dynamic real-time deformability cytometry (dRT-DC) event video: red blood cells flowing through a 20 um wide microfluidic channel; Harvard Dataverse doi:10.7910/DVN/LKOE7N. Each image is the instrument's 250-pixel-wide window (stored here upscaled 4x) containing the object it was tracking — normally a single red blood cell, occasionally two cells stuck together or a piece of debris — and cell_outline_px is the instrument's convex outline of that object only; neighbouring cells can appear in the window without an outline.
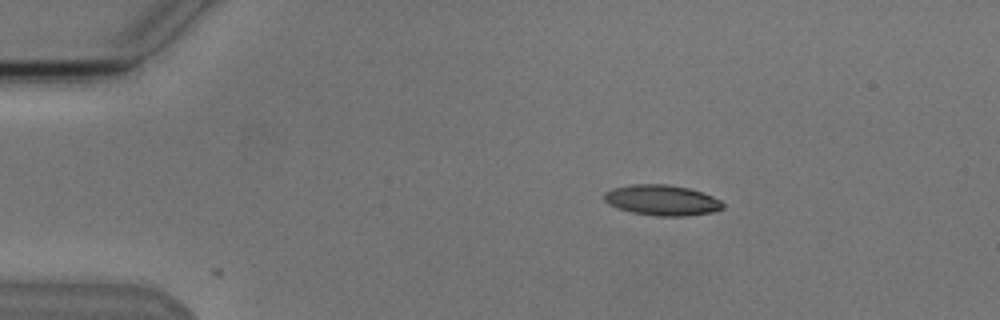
{"species": "Egyptian fruit bat (a non-hibernating species)", "species_latin": "Rousettus aegyptiacus", "temperature_condition": "cold", "stored_images_in_passage": 4, "camera_frame_rate_fps": 3000, "um_per_image_px": 0.085, "animal": {"sex": "male"}, "frame": {"image": 1, "passage_image": 2, "time_ms": 1.0, "image_size_px": [1000, 320], "cell_outline_px": [[724, 208], [712, 212], [688, 216], [656, 216], [632, 212], [616, 208], [608, 204], [604, 200], [604, 192], [612, 188], [628, 184], [668, 184], [688, 188], [712, 196], [720, 200], [724, 204]], "centroid_in_image_um": [56.23, 17.01], "position_along_channel_um": 28.8, "area_um2": 21.27}}
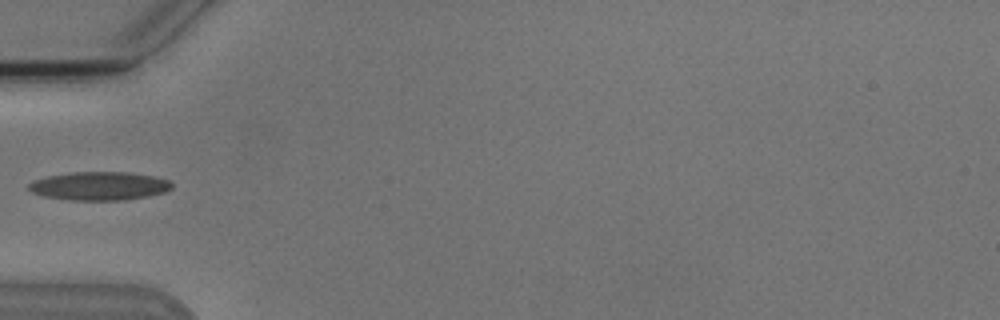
{"frame": {"image": 2, "passage_image": 4, "time_ms": 4.0, "image_size_px": [1000, 320], "cell_outline_px": [[172, 188], [164, 192], [148, 196], [124, 200], [68, 200], [44, 196], [32, 192], [28, 188], [28, 184], [36, 180], [48, 176], [72, 172], [128, 172], [156, 176], [168, 180], [172, 184]], "centroid_in_image_um": [8.46, 15.81], "position_along_channel_um": 76.5, "area_um2": 23.7}}